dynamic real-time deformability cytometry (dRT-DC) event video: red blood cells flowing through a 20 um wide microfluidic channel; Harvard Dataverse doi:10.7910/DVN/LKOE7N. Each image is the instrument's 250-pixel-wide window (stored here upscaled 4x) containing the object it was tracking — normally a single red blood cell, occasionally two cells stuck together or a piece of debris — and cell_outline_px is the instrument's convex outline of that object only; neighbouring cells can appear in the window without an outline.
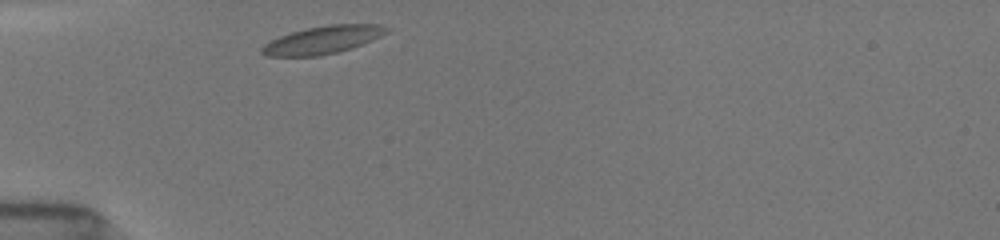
{"species": "common noctule bat (a hibernating species)", "species_latin": "Nyctalus noctula", "temperature_condition": "room temperature", "stored_images_in_passage": 1, "camera_frame_rate_fps": 3000, "um_per_image_px": 0.085, "animal": {"sex": "female", "body_mass_g": 19.5, "forearm_length_mm": 54.1}, "frame": {"image": 1, "passage_image": 1, "time_ms": 0.0, "image_size_px": [1000, 240], "cell_outline_px": [[388, 32], [372, 40], [352, 48], [320, 56], [268, 56], [260, 52], [260, 48], [264, 44], [280, 36], [292, 32], [308, 28], [328, 24], [376, 24], [388, 28]], "centroid_in_image_um": [27.42, 3.39], "position_along_channel_um": 57.6, "area_um2": 20.0}}